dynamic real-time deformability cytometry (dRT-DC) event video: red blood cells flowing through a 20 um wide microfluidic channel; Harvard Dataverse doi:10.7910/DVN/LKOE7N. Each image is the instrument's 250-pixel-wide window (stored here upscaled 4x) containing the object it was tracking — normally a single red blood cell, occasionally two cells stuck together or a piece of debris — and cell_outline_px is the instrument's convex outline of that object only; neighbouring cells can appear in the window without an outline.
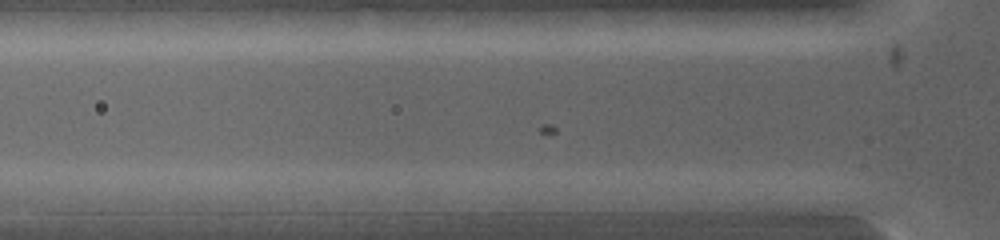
{"species": "common noctule bat (a hibernating species)", "species_latin": "Nyctalus noctula", "temperature_condition": "warm", "stored_images_in_passage": 6, "camera_frame_rate_fps": 5000, "um_per_image_px": 0.085, "animal": {"sex": "female", "body_mass_g": 19.0, "forearm_length_mm": 53.3}, "frame": {"image": 1, "passage_image": 4, "time_ms": 0.4, "image_size_px": [1000, 240], "cell_outline_px": [[388, 200], [380, 212], [268, 212], [248, 200], [252, 196], [292, 188], [376, 192], [384, 196]], "centroid_in_image_um": [27.18, 17.09], "position_along_channel_um": 98.6, "area_um2": 19.77}}